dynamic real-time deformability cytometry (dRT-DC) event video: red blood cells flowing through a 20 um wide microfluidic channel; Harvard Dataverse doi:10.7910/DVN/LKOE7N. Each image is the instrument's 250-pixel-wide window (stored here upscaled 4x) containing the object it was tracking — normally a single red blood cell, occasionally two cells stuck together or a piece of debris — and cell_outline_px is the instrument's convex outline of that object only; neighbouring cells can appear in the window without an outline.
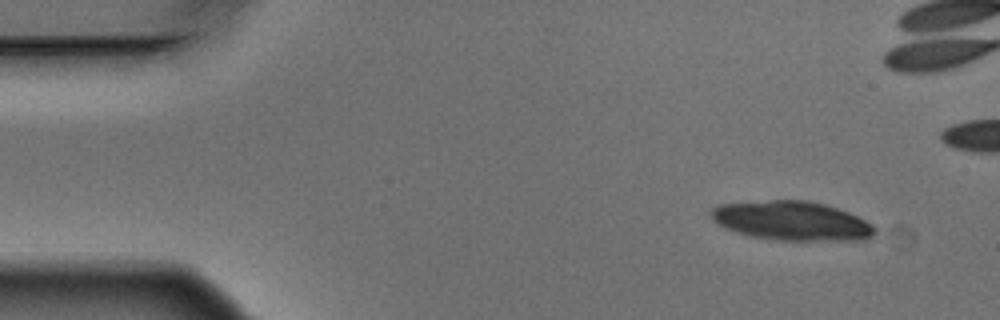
{"species": "Egyptian fruit bat (a non-hibernating species)", "species_latin": "Rousettus aegyptiacus", "temperature_condition": "warm", "stored_images_in_passage": 5, "camera_frame_rate_fps": 3000, "um_per_image_px": 0.085, "animal": {"sex": "male"}, "frame": {"image": 1, "passage_image": 1, "time_ms": 0.0, "image_size_px": [1000, 320], "cell_outline_px": [[876, 232], [872, 240], [776, 240], [748, 236], [724, 228], [716, 224], [708, 216], [708, 212], [712, 208], [720, 204], [772, 200], [808, 200], [824, 204], [848, 212], [872, 224], [876, 228]], "centroid_in_image_um": [67.27, 18.78], "position_along_channel_um": 17.7, "area_um2": 37.8}}